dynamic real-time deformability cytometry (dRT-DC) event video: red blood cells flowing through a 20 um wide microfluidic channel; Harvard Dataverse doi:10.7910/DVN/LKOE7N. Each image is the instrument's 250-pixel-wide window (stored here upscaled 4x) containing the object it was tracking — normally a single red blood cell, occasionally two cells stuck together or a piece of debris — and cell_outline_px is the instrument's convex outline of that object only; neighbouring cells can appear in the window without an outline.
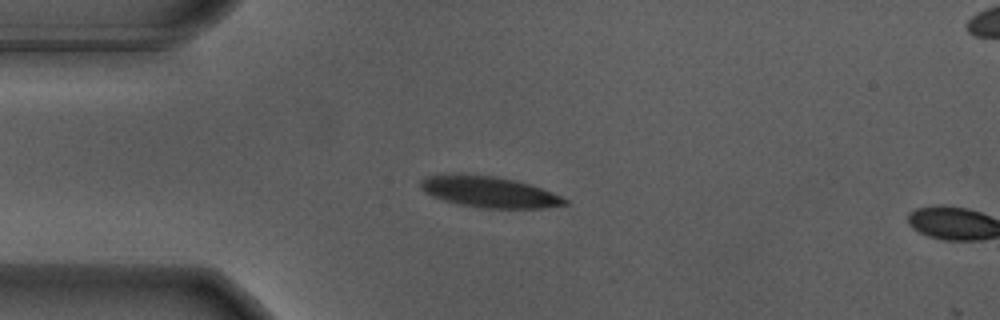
{"species": "Egyptian fruit bat (a non-hibernating species)", "species_latin": "Rousettus aegyptiacus", "temperature_condition": "warm", "stored_images_in_passage": 15, "camera_frame_rate_fps": 3000, "um_per_image_px": 0.085, "animal": {"sex": "male"}, "frame": {"image": 1, "passage_image": 13, "time_ms": 4.0, "image_size_px": [1000, 320], "cell_outline_px": [[568, 204], [544, 208], [484, 208], [460, 204], [444, 200], [432, 196], [424, 192], [420, 188], [420, 180], [428, 176], [456, 172], [492, 176], [516, 180], [540, 188], [560, 196], [568, 200]], "centroid_in_image_um": [41.52, 16.29], "position_along_channel_um": 43.5, "area_um2": 26.13}}